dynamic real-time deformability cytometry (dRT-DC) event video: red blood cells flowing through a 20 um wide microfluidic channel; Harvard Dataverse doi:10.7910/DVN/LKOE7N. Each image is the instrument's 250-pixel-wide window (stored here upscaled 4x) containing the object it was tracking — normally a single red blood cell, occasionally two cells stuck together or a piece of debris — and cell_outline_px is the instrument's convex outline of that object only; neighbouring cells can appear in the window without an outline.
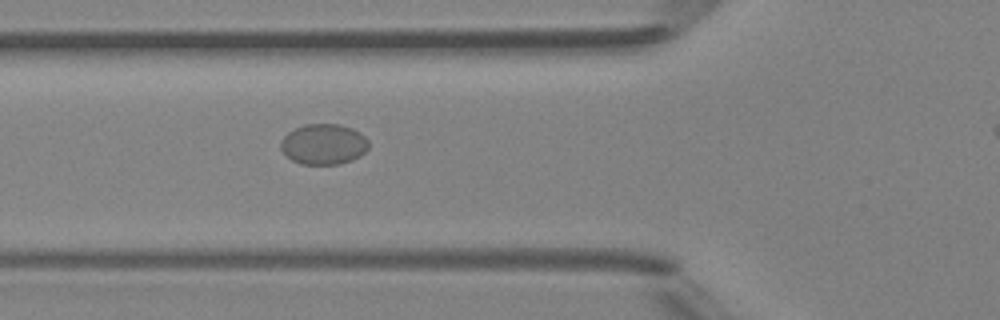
{"species": "Egyptian fruit bat (a non-hibernating species)", "species_latin": "Rousettus aegyptiacus", "temperature_condition": "room temperature", "stored_images_in_passage": 37, "camera_frame_rate_fps": 3000, "um_per_image_px": 0.085, "animal": {"sex": "female"}, "frame": {"image": 1, "passage_image": 12, "time_ms": 3.667, "image_size_px": [1000, 320], "cell_outline_px": [[368, 148], [360, 156], [352, 160], [340, 164], [300, 164], [292, 160], [280, 148], [280, 140], [288, 132], [304, 124], [340, 124], [352, 128], [360, 132], [368, 140]], "centroid_in_image_um": [27.51, 12.25], "position_along_channel_um": 98.3, "area_um2": 20.87}}
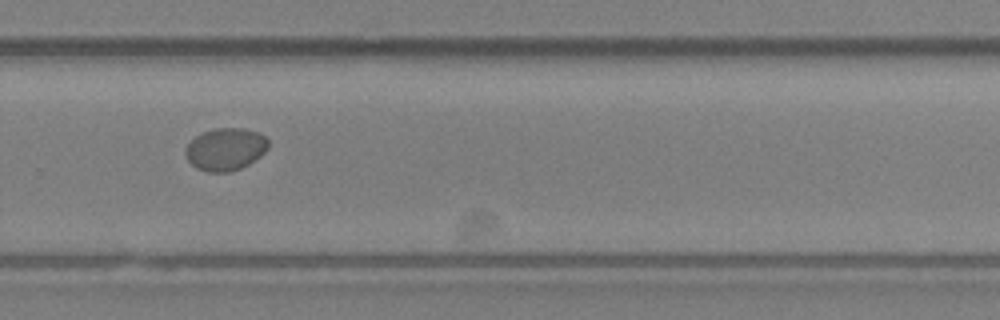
{"frame": {"image": 2, "passage_image": 27, "time_ms": 8.667, "image_size_px": [1000, 320], "cell_outline_px": [[268, 148], [260, 156], [248, 164], [240, 168], [228, 172], [208, 172], [196, 168], [184, 156], [184, 148], [196, 136], [212, 128], [244, 128], [260, 132], [268, 140]], "centroid_in_image_um": [19.15, 12.67], "position_along_channel_um": 310.6, "area_um2": 20.58}}
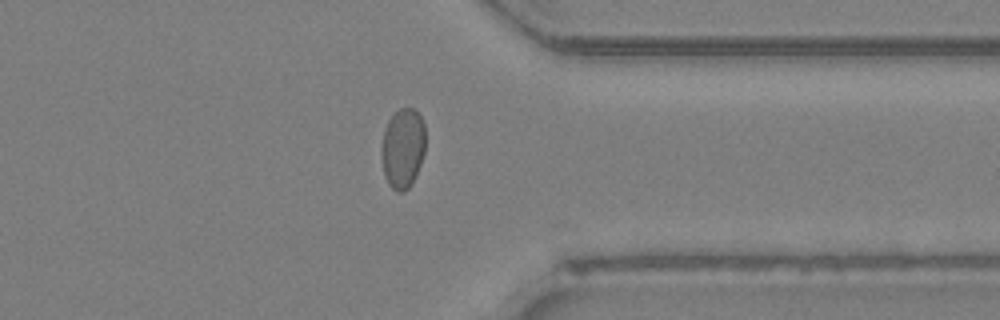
{"frame": {"image": 3, "passage_image": 32, "time_ms": 10.333, "image_size_px": [1000, 320], "cell_outline_px": [[424, 152], [420, 164], [412, 184], [404, 192], [396, 192], [388, 184], [384, 176], [380, 156], [380, 152], [384, 128], [388, 120], [400, 108], [412, 108], [420, 116], [424, 124]], "centroid_in_image_um": [34.2, 12.63], "position_along_channel_um": 377.2, "area_um2": 20.63}}